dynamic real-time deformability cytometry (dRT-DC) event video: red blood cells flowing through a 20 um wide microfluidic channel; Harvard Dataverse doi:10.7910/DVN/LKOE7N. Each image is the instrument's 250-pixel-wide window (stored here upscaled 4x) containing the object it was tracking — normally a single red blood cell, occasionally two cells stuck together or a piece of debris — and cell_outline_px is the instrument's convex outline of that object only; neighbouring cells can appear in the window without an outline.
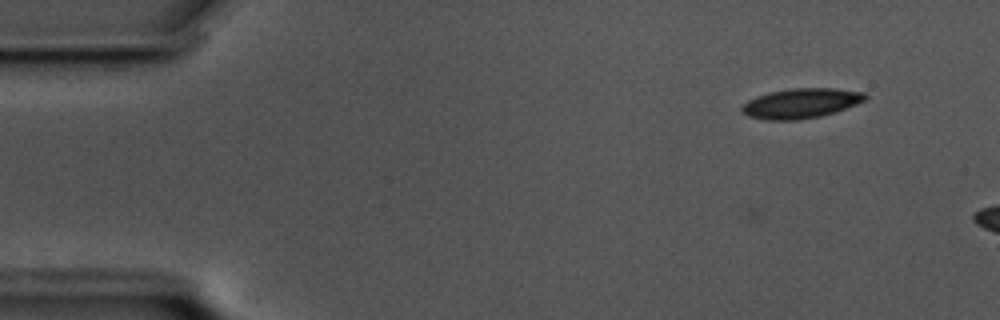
{"species": "common noctule bat (a hibernating species)", "species_latin": "Nyctalus noctula", "temperature_condition": "cold", "stored_images_in_passage": 7, "camera_frame_rate_fps": 3000, "um_per_image_px": 0.085, "animal": {"sex": "male", "body_mass_g": 17.5, "forearm_length_mm": 52.3}, "frame": {"image": 1, "passage_image": 7, "time_ms": 2.0, "image_size_px": [1000, 320], "cell_outline_px": [[868, 96], [864, 100], [856, 104], [820, 116], [800, 120], [768, 120], [748, 116], [740, 108], [748, 100], [756, 96], [768, 92], [792, 88], [836, 88], [864, 92]], "centroid_in_image_um": [68.06, 8.77], "position_along_channel_um": 16.9, "area_um2": 21.33}}